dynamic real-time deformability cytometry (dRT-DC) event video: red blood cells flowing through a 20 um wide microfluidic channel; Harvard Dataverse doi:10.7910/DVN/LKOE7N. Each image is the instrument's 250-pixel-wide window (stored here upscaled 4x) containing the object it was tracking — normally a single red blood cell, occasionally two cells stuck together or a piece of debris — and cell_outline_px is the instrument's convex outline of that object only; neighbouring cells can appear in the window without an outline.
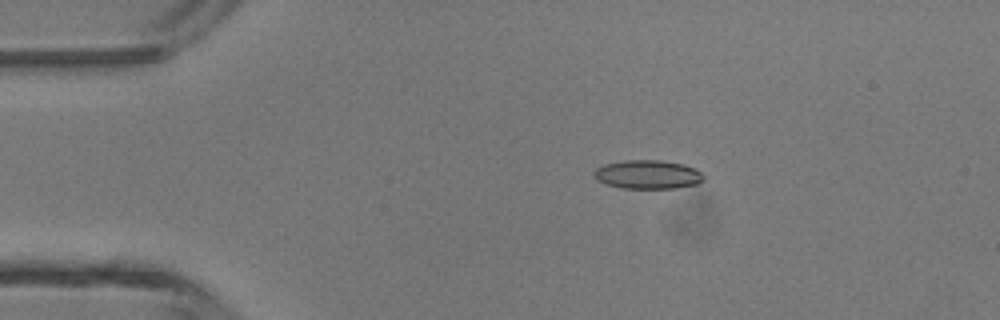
{"species": "common noctule bat (a hibernating species)", "species_latin": "Nyctalus noctula", "temperature_condition": "room temperature", "stored_images_in_passage": 4, "camera_frame_rate_fps": 3000, "um_per_image_px": 0.085, "animal": {"sex": "male", "body_mass_g": 13.3}, "frame": {"image": 1, "passage_image": 3, "time_ms": 0.667, "image_size_px": [1000, 320], "cell_outline_px": [[704, 180], [696, 184], [676, 188], [624, 188], [608, 184], [596, 180], [592, 176], [592, 172], [596, 168], [604, 164], [624, 160], [660, 160], [684, 164], [696, 168], [704, 176]], "centroid_in_image_um": [55.05, 14.82], "position_along_channel_um": 30.0, "area_um2": 18.5}}